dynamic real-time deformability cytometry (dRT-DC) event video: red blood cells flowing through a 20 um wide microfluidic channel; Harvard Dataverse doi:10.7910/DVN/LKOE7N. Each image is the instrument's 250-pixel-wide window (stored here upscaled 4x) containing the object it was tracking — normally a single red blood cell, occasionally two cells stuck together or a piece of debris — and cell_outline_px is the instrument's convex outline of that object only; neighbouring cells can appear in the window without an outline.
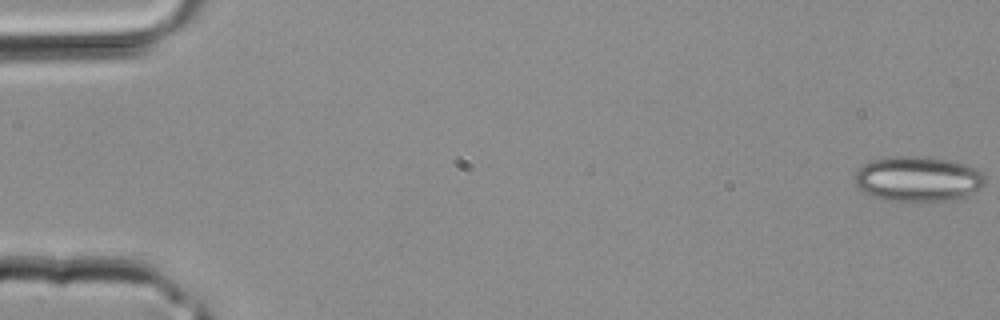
{"species": "common noctule bat (a hibernating species)", "species_latin": "Nyctalus noctula", "temperature_condition": "room temperature", "stored_images_in_passage": 3, "camera_frame_rate_fps": 3000, "um_per_image_px": 0.085, "animal": {"sex": "male", "body_mass_g": 20.4}, "frame": {"image": 1, "passage_image": 1, "time_ms": 0.0, "image_size_px": [1000, 320], "cell_outline_px": [[984, 184], [980, 188], [964, 196], [952, 200], [884, 200], [868, 196], [860, 192], [856, 184], [856, 172], [868, 160], [888, 156], [928, 156], [968, 164], [980, 172], [984, 176]], "centroid_in_image_um": [77.97, 15.19], "position_along_channel_um": 7.0, "area_um2": 34.39}}